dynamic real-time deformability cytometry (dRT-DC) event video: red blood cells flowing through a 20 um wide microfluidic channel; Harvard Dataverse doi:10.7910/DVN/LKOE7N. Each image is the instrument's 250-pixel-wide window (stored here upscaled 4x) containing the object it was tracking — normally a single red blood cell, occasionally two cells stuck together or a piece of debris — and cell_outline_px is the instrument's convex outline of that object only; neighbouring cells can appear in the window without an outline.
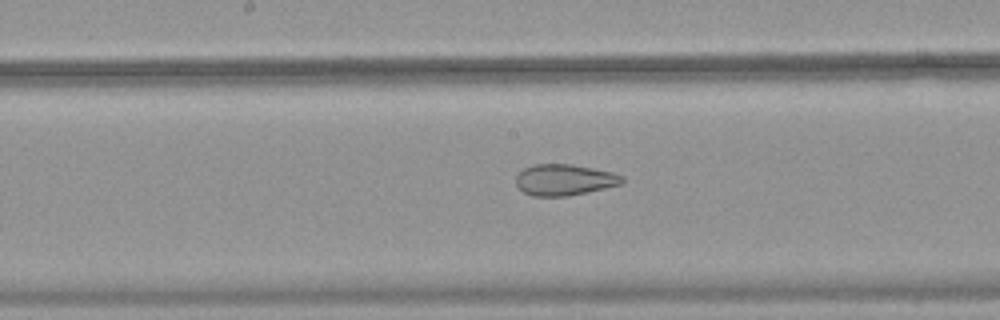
{"species": "common noctule bat (a hibernating species)", "species_latin": "Nyctalus noctula", "temperature_condition": "warm", "stored_images_in_passage": 52, "camera_frame_rate_fps": 3000, "um_per_image_px": 0.085, "animal": {"sex": "female", "body_mass_g": 18.4}, "frame": {"image": 1, "passage_image": 28, "time_ms": 9.0, "image_size_px": [1000, 320], "cell_outline_px": [[624, 180], [620, 184], [604, 188], [568, 196], [532, 196], [524, 192], [516, 184], [516, 176], [524, 168], [532, 164], [572, 164], [612, 172], [624, 176]], "centroid_in_image_um": [47.96, 15.28], "position_along_channel_um": 200.2, "area_um2": 19.19}}
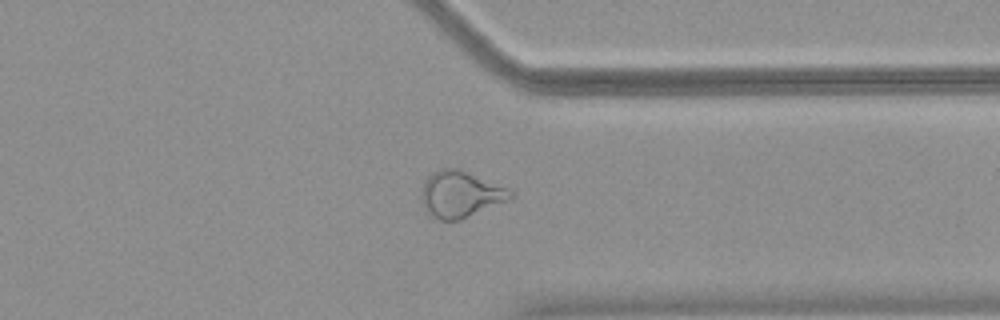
{"frame": {"image": 2, "passage_image": 41, "time_ms": 13.333, "image_size_px": [1000, 320], "cell_outline_px": [[512, 196], [504, 200], [460, 220], [440, 220], [428, 216], [424, 208], [420, 196], [424, 184], [428, 176], [432, 172], [440, 168], [460, 168], [508, 188], [512, 192]], "centroid_in_image_um": [39.05, 16.49], "position_along_channel_um": 372.3, "area_um2": 23.81}}
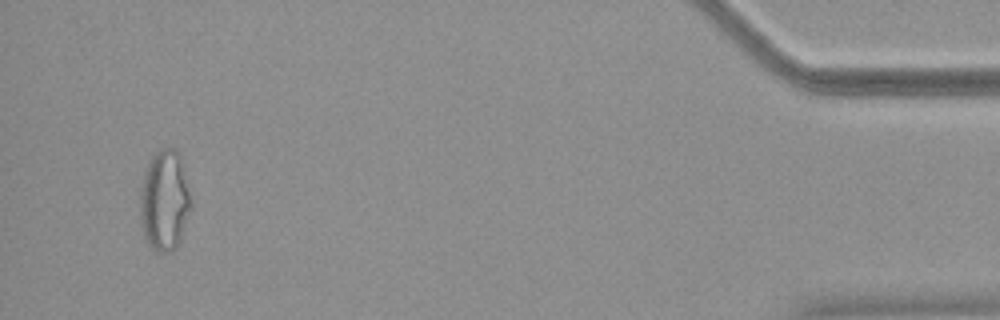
{"frame": {"image": 3, "passage_image": 50, "time_ms": 16.333, "image_size_px": [1000, 320], "cell_outline_px": [[192, 208], [180, 240], [176, 248], [172, 252], [160, 252], [152, 248], [148, 244], [144, 236], [140, 224], [140, 188], [144, 172], [148, 160], [160, 148], [176, 148], [184, 164], [192, 204]], "centroid_in_image_um": [13.99, 17.03], "position_along_channel_um": 421.2, "area_um2": 30.58}}